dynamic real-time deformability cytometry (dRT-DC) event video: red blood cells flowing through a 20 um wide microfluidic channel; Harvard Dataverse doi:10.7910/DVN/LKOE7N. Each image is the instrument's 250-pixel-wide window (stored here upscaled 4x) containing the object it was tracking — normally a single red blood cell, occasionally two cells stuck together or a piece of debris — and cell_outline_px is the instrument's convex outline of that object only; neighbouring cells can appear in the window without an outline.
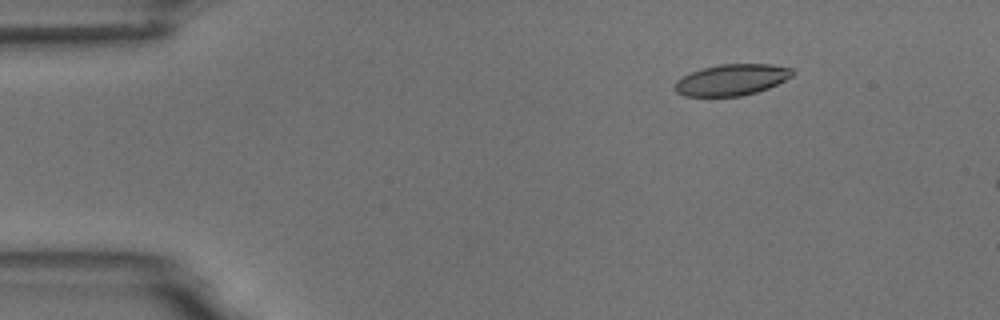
{"species": "common noctule bat (a hibernating species)", "species_latin": "Nyctalus noctula", "temperature_condition": "room temperature", "stored_images_in_passage": 5, "camera_frame_rate_fps": 3000, "um_per_image_px": 0.085, "animal": {"sex": "male", "body_mass_g": 18.8}, "frame": {"image": 1, "passage_image": 2, "time_ms": 1.333, "image_size_px": [1000, 320], "cell_outline_px": [[796, 72], [792, 76], [768, 88], [756, 92], [740, 96], [684, 96], [676, 92], [672, 88], [672, 84], [676, 80], [692, 72], [704, 68], [720, 64], [772, 64], [792, 68]], "centroid_in_image_um": [62.17, 6.78], "position_along_channel_um": 22.8, "area_um2": 21.44}}